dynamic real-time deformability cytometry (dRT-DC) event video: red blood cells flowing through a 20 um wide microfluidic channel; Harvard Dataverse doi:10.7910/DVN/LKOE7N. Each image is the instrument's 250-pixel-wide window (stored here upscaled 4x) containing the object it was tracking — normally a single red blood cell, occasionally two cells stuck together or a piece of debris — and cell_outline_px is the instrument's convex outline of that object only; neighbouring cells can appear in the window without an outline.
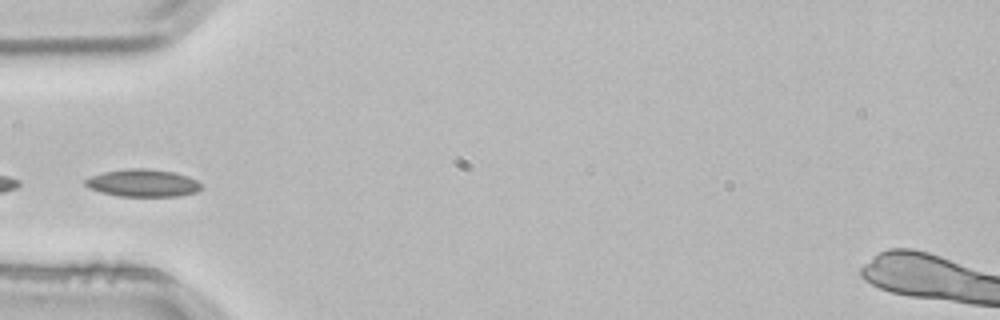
{"species": "common noctule bat (a hibernating species)", "species_latin": "Nyctalus noctula", "temperature_condition": "room temperature", "stored_images_in_passage": 2, "camera_frame_rate_fps": 3000, "um_per_image_px": 0.085, "animal": {"sex": "male", "body_mass_g": 21.5, "forearm_length_mm": 52.0}, "frame": {"image": 1, "passage_image": 2, "time_ms": 0.333, "image_size_px": [1000, 320], "cell_outline_px": [[204, 188], [196, 192], [180, 196], [120, 196], [100, 192], [88, 188], [84, 184], [84, 180], [92, 176], [104, 172], [128, 168], [148, 168], [172, 172], [188, 176], [196, 180]], "centroid_in_image_um": [12.14, 15.56], "position_along_channel_um": 72.9, "area_um2": 18.61}}